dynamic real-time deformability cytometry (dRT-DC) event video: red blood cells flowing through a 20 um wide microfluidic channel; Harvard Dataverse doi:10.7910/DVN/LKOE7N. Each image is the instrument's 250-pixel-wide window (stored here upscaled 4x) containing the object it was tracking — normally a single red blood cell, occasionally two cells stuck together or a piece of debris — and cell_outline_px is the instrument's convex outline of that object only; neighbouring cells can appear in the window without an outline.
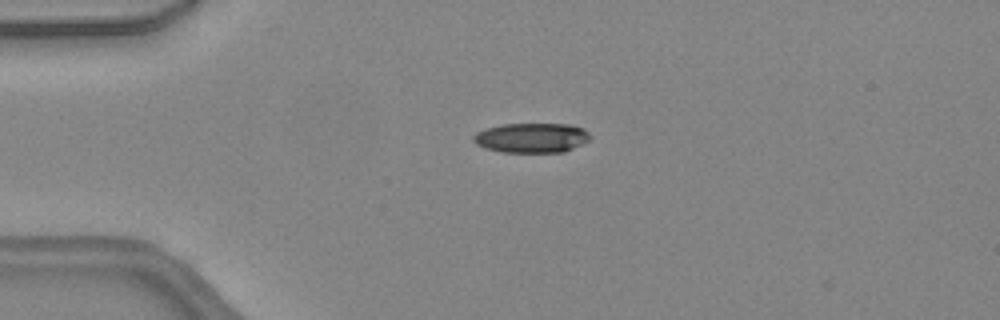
{"species": "common noctule bat (a hibernating species)", "species_latin": "Nyctalus noctula", "temperature_condition": "warm", "stored_images_in_passage": 46, "camera_frame_rate_fps": 3000, "um_per_image_px": 0.085, "animal": {"sex": "female", "body_mass_g": 24.6, "forearm_length_mm": 56.2}, "frame": {"image": 1, "passage_image": 11, "time_ms": 3.333, "image_size_px": [1000, 320], "cell_outline_px": [[592, 136], [588, 140], [564, 152], [500, 152], [484, 148], [476, 144], [472, 140], [472, 136], [476, 132], [484, 128], [500, 124], [572, 124], [584, 128]], "centroid_in_image_um": [45.14, 11.7], "position_along_channel_um": 39.9, "area_um2": 20.46}}
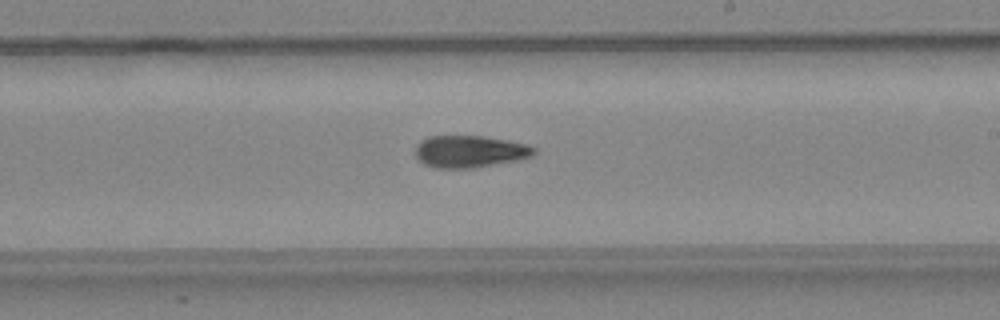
{"frame": {"image": 2, "passage_image": 27, "time_ms": 8.667, "image_size_px": [1000, 320], "cell_outline_px": [[536, 152], [532, 156], [516, 160], [472, 168], [436, 168], [424, 164], [416, 156], [416, 144], [420, 140], [428, 136], [484, 136], [508, 140], [528, 144], [536, 148]], "centroid_in_image_um": [39.93, 12.86], "position_along_channel_um": 249.1, "area_um2": 22.2}}
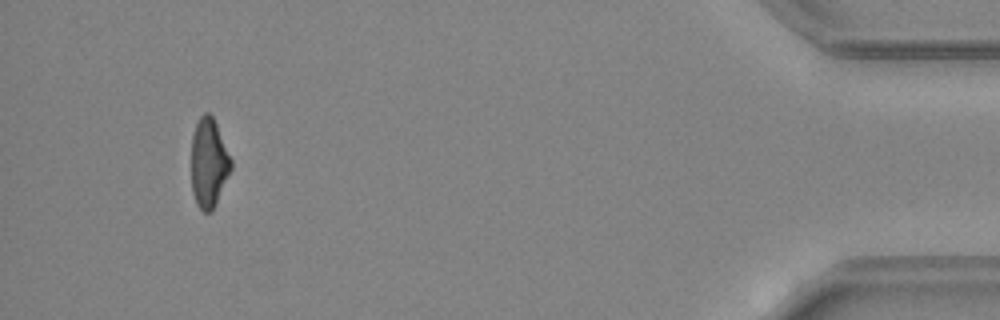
{"frame": {"image": 3, "passage_image": 43, "time_ms": 14.0, "image_size_px": [1000, 320], "cell_outline_px": [[232, 168], [216, 204], [212, 212], [204, 212], [196, 204], [192, 192], [192, 136], [196, 124], [200, 116], [204, 112], [208, 112], [212, 116], [216, 124], [232, 160]], "centroid_in_image_um": [17.75, 13.87], "position_along_channel_um": 417.5, "area_um2": 20.58}, "authors_computed_cell_mechanics": {"area_um2": 21.5016, "velocity_mm_per_s": 4.5176, "shape_relaxation_time_tau1_ms": 8.4705, "shape_relaxation_time_tau2_ms": 6.5883, "deformation_change_tau1": 0.2196, "deformation_change_tau2": 0.1802}}